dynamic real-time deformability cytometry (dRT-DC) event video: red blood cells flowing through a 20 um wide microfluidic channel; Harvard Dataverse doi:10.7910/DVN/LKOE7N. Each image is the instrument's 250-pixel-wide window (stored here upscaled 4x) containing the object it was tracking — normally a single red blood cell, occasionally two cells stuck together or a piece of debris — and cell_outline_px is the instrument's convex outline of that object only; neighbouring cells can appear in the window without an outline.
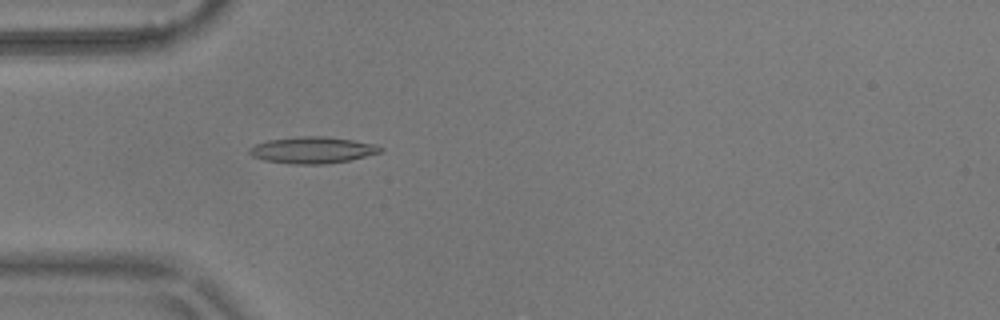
{"species": "common noctule bat (a hibernating species)", "species_latin": "Nyctalus noctula", "temperature_condition": "warm", "stored_images_in_passage": 50, "camera_frame_rate_fps": 3000, "um_per_image_px": 0.085, "animal": {"sex": "male", "body_mass_g": 17.9}, "frame": {"image": 1, "passage_image": 11, "time_ms": 3.333, "image_size_px": [1000, 320], "cell_outline_px": [[384, 152], [348, 160], [324, 164], [292, 164], [264, 160], [252, 156], [248, 152], [248, 148], [256, 144], [268, 140], [300, 136], [324, 136], [352, 140], [376, 144], [384, 148]], "centroid_in_image_um": [26.57, 12.75], "position_along_channel_um": 58.4, "area_um2": 20.29}}
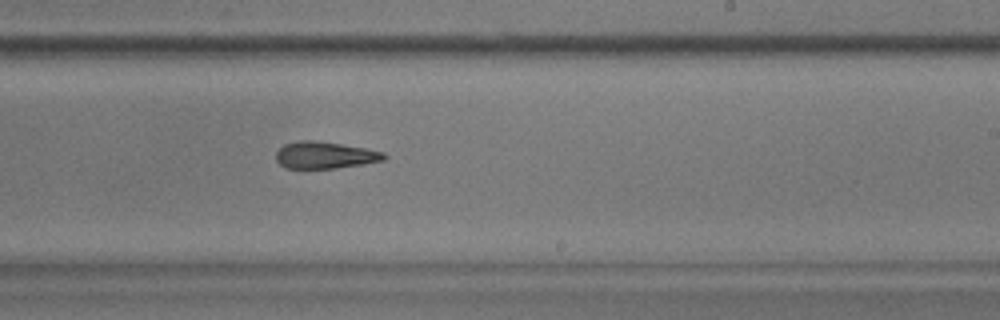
{"frame": {"image": 2, "passage_image": 28, "time_ms": 9.0, "image_size_px": [1000, 320], "cell_outline_px": [[388, 156], [384, 160], [364, 164], [336, 168], [288, 168], [280, 164], [276, 160], [276, 152], [284, 144], [300, 140], [312, 140], [340, 144], [364, 148], [384, 152]], "centroid_in_image_um": [27.62, 13.19], "position_along_channel_um": 261.4, "area_um2": 16.82}}
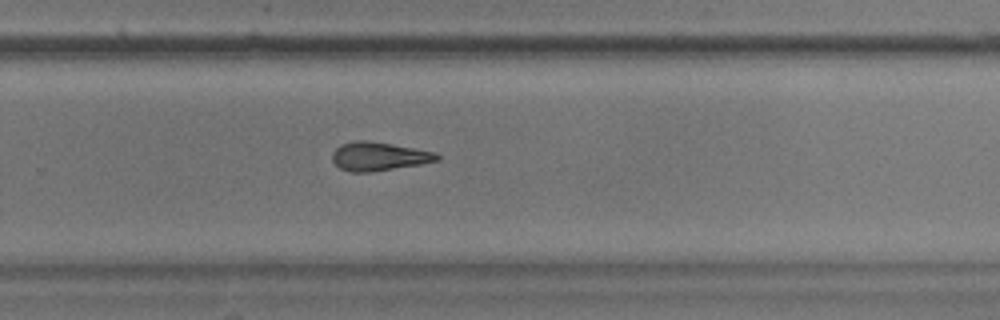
{"frame": {"image": 3, "passage_image": 31, "time_ms": 10.0, "image_size_px": [1000, 320], "cell_outline_px": [[440, 160], [420, 164], [372, 172], [352, 172], [340, 168], [332, 160], [332, 152], [340, 144], [356, 140], [364, 140], [392, 144], [436, 152], [440, 156]], "centroid_in_image_um": [32.2, 13.29], "position_along_channel_um": 297.6, "area_um2": 17.46}, "authors_computed_cell_mechanics": {"area_um2": 17.8891, "velocity_mm_per_s": 3.6296, "shape_relaxation_time_tau1_ms": 5.7818, "shape_relaxation_time_tau2_ms": 5.9746, "deformation_change_tau1": 0.1503, "deformation_change_tau2": 0.1683}}